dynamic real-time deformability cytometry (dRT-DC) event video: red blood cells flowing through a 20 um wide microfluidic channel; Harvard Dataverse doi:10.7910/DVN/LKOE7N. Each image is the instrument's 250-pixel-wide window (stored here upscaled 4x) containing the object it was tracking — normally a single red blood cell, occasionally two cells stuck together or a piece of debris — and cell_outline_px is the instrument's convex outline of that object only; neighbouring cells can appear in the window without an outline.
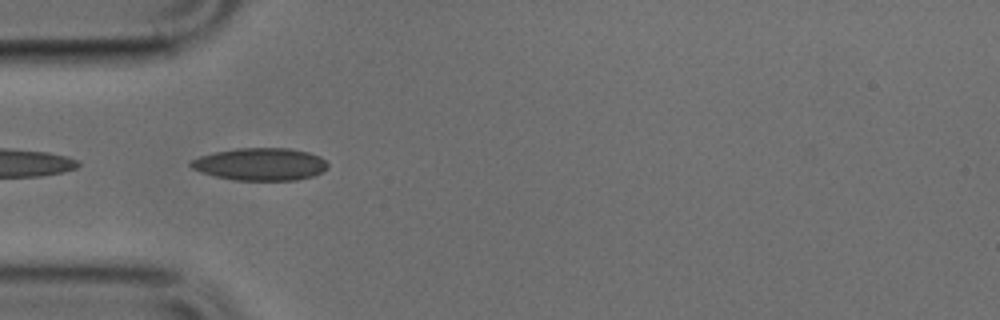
{"species": "common noctule bat (a hibernating species)", "species_latin": "Nyctalus noctula", "temperature_condition": "cold", "stored_images_in_passage": 35, "camera_frame_rate_fps": 3000, "um_per_image_px": 0.085, "animal": {"sex": "male", "body_mass_g": 17.9, "forearm_length_mm": 54.2}, "frame": {"image": 1, "passage_image": 14, "time_ms": 4.333, "image_size_px": [1000, 320], "cell_outline_px": [[328, 168], [312, 176], [296, 180], [236, 180], [216, 176], [192, 168], [188, 164], [192, 160], [200, 156], [216, 152], [236, 148], [288, 148], [308, 152], [320, 156], [328, 164]], "centroid_in_image_um": [22.15, 13.95], "position_along_channel_um": 62.8, "area_um2": 25.66}}
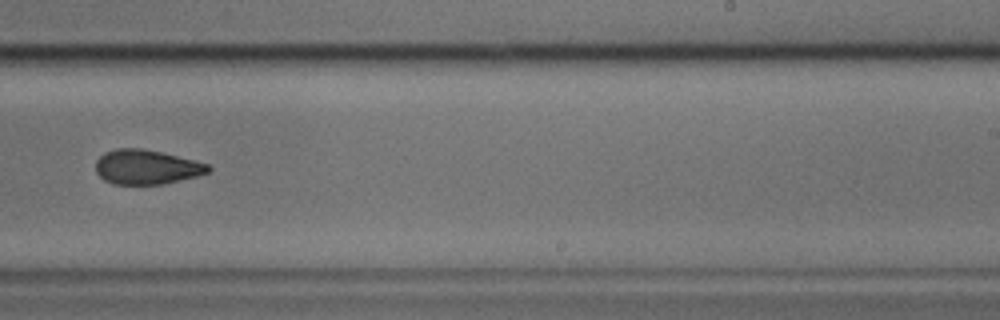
{"frame": {"image": 2, "passage_image": 30, "time_ms": 9.667, "image_size_px": [1000, 320], "cell_outline_px": [[212, 168], [208, 172], [196, 176], [160, 184], [112, 184], [104, 180], [96, 172], [96, 160], [104, 152], [116, 148], [140, 148], [160, 152], [208, 164]], "centroid_in_image_um": [12.4, 14.19], "position_along_channel_um": 276.6, "area_um2": 22.37}}
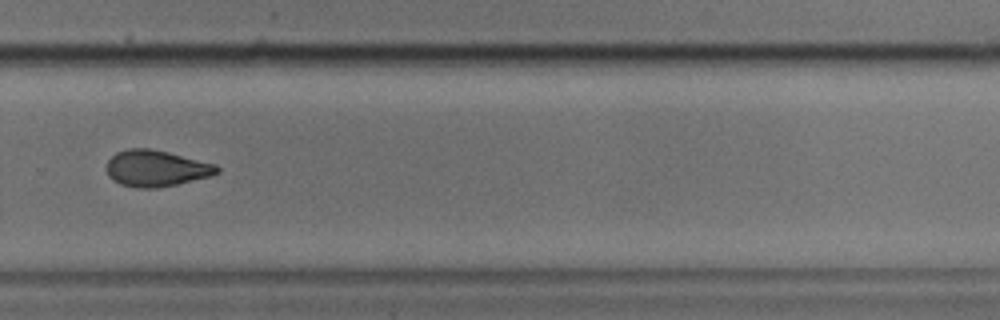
{"frame": {"image": 3, "passage_image": 33, "time_ms": 10.667, "image_size_px": [1000, 320], "cell_outline_px": [[220, 172], [208, 176], [176, 184], [156, 188], [136, 188], [120, 184], [108, 176], [108, 160], [116, 152], [128, 148], [148, 148], [168, 152], [216, 164], [220, 168]], "centroid_in_image_um": [13.26, 14.3], "position_along_channel_um": 316.5, "area_um2": 23.18}}